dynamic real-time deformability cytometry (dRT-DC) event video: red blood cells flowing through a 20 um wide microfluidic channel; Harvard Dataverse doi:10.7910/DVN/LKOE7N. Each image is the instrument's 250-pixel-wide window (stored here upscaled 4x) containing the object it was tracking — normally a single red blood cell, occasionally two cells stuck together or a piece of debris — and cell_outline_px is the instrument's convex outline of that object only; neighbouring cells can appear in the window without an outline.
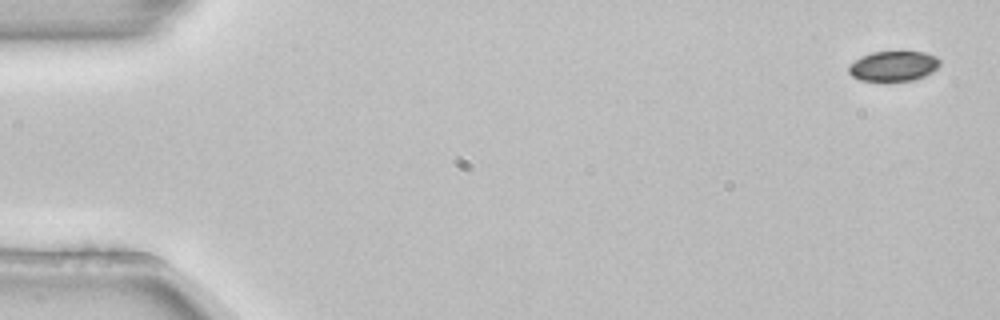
{"species": "common noctule bat (a hibernating species)", "species_latin": "Nyctalus noctula", "temperature_condition": "room temperature", "stored_images_in_passage": 5, "camera_frame_rate_fps": 3000, "um_per_image_px": 0.085, "animal": {"sex": "female", "body_mass_g": 22.7, "forearm_length_mm": 54.2}, "frame": {"image": 1, "passage_image": 1, "time_ms": 0.0, "image_size_px": [1000, 320], "cell_outline_px": [[940, 64], [932, 72], [924, 76], [912, 80], [860, 80], [852, 76], [848, 72], [848, 64], [872, 52], [924, 52], [936, 56], [940, 60]], "centroid_in_image_um": [75.94, 5.61], "position_along_channel_um": 9.1, "area_um2": 15.72}}
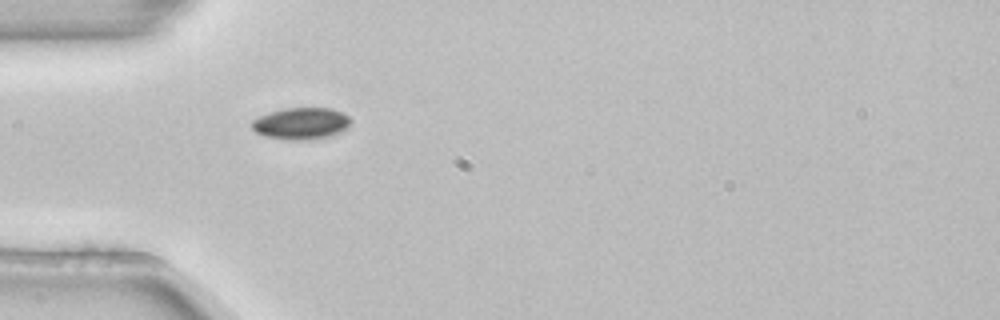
{"frame": {"image": 2, "passage_image": 5, "time_ms": 1.333, "image_size_px": [1000, 320], "cell_outline_px": [[352, 120], [348, 128], [332, 136], [312, 140], [288, 140], [264, 136], [256, 132], [252, 128], [252, 120], [268, 112], [284, 108], [332, 108], [348, 116]], "centroid_in_image_um": [25.61, 10.5], "position_along_channel_um": 59.4, "area_um2": 18.55}}